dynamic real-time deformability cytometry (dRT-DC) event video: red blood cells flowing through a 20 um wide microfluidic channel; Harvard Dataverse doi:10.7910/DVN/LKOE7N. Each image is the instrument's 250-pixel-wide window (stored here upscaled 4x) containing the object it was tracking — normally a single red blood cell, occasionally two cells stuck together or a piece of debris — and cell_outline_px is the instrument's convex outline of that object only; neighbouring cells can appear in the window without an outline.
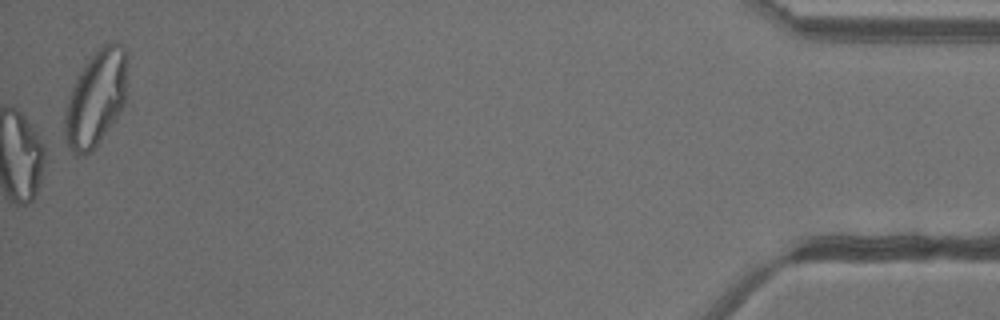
{"species": "common noctule bat (a hibernating species)", "species_latin": "Nyctalus noctula", "temperature_condition": "warm", "stored_images_in_passage": 49, "camera_frame_rate_fps": 3000, "um_per_image_px": 0.085, "animal": {"sex": "female"}, "frame": {"image": 1, "passage_image": 49, "time_ms": 16.0, "image_size_px": [1000, 320], "cell_outline_px": [[124, 104], [116, 120], [96, 148], [92, 152], [84, 156], [76, 156], [68, 148], [64, 136], [64, 112], [68, 96], [76, 76], [100, 44], [104, 40], [116, 40], [124, 48]], "centroid_in_image_um": [8.09, 8.4], "position_along_channel_um": 427.1, "area_um2": 35.37}, "authors_computed_cell_mechanics": {"area_um2": 23.9292, "velocity_mm_per_s": 4.2822, "shape_relaxation_time_tau1_ms": null, "shape_relaxation_time_tau2_ms": 3.6405, "deformation_change_tau1": null, "deformation_change_tau2": 0.1172}}